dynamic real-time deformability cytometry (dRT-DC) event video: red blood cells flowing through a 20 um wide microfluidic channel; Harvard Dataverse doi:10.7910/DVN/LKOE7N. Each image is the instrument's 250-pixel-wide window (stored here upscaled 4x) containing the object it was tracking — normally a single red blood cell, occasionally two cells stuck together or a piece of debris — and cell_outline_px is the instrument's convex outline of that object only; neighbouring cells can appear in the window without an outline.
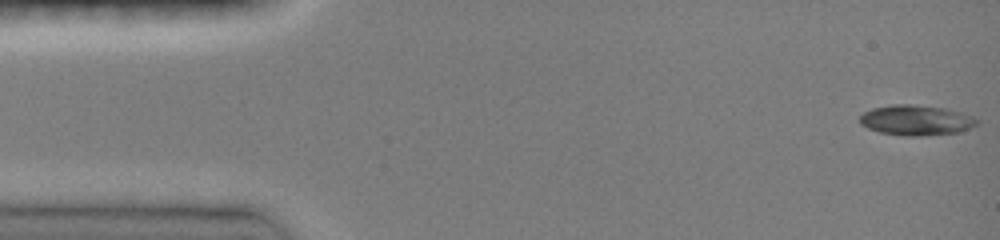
{"species": "common noctule bat (a hibernating species)", "species_latin": "Nyctalus noctula", "temperature_condition": "room temperature", "stored_images_in_passage": 46, "camera_frame_rate_fps": 3000, "um_per_image_px": 0.085, "animal": {"sex": "female", "body_mass_g": 19.0, "forearm_length_mm": 51.5}, "frame": {"image": 1, "passage_image": 1, "time_ms": 0.0, "image_size_px": [1000, 240], "cell_outline_px": [[980, 120], [976, 124], [960, 132], [920, 136], [904, 136], [880, 132], [868, 128], [860, 124], [860, 116], [864, 112], [872, 108], [892, 104], [912, 104], [944, 108], [960, 112], [972, 116]], "centroid_in_image_um": [77.85, 10.21], "position_along_channel_um": 7.1, "area_um2": 20.63}}
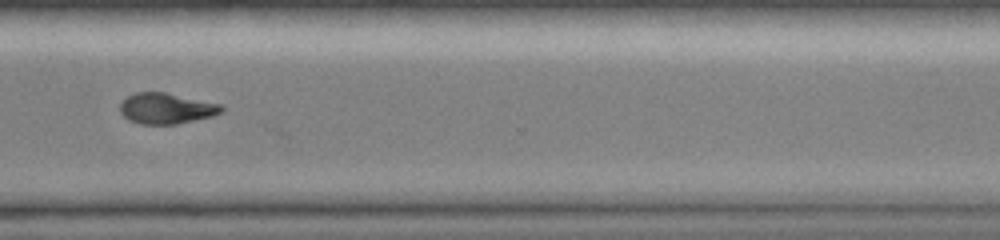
{"frame": {"image": 2, "passage_image": 35, "time_ms": 11.333, "image_size_px": [1000, 240], "cell_outline_px": [[224, 108], [220, 112], [212, 116], [176, 124], [140, 124], [128, 120], [120, 112], [120, 100], [136, 92], [164, 92], [220, 104]], "centroid_in_image_um": [14.08, 9.21], "position_along_channel_um": 356.5, "area_um2": 18.09}}
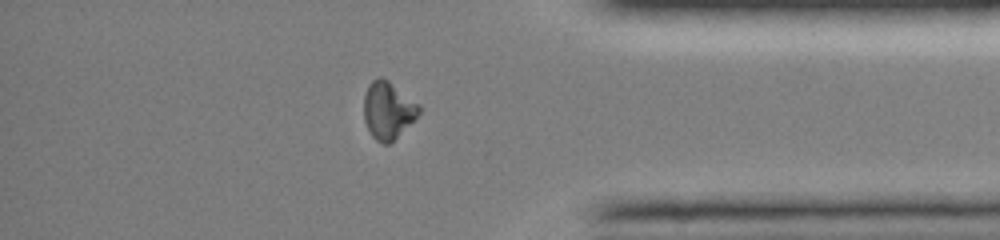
{"frame": {"image": 3, "passage_image": 39, "time_ms": 12.667, "image_size_px": [1000, 240], "cell_outline_px": [[420, 112], [388, 144], [380, 144], [372, 136], [364, 120], [364, 96], [368, 84], [372, 80], [380, 76], [388, 80], [420, 104]], "centroid_in_image_um": [32.95, 9.34], "position_along_channel_um": 402.3, "area_um2": 18.15}}